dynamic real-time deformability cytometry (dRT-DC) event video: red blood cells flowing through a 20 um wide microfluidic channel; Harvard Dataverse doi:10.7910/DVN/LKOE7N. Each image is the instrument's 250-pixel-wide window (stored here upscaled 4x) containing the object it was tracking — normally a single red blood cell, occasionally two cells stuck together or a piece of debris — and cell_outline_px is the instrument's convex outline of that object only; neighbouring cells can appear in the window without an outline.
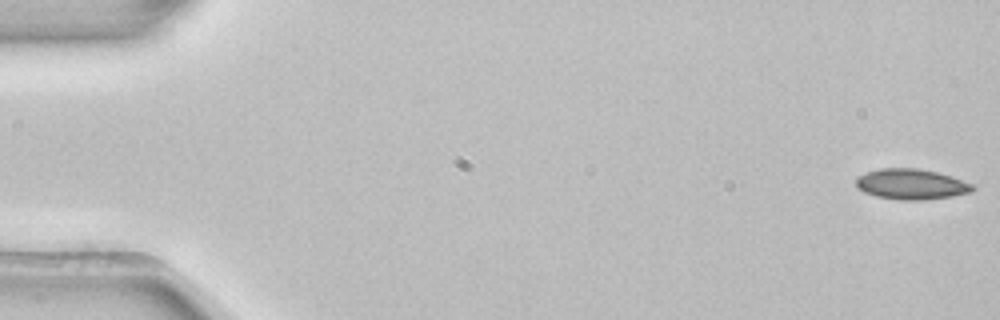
{"species": "common noctule bat (a hibernating species)", "species_latin": "Nyctalus noctula", "temperature_condition": "room temperature", "stored_images_in_passage": 5, "camera_frame_rate_fps": 3000, "um_per_image_px": 0.085, "animal": {"sex": "female", "body_mass_g": 22.7, "forearm_length_mm": 54.2}, "frame": {"image": 1, "passage_image": 1, "time_ms": 0.0, "image_size_px": [1000, 320], "cell_outline_px": [[976, 188], [972, 192], [952, 196], [924, 200], [900, 200], [876, 196], [864, 192], [856, 184], [856, 176], [864, 172], [880, 168], [916, 168], [936, 172], [972, 184]], "centroid_in_image_um": [77.42, 15.66], "position_along_channel_um": 7.6, "area_um2": 20.63}}
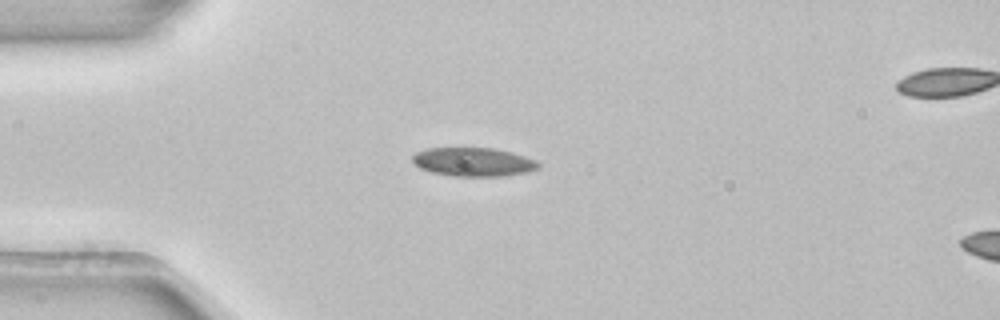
{"frame": {"image": 2, "passage_image": 4, "time_ms": 1.0, "image_size_px": [1000, 320], "cell_outline_px": [[540, 168], [528, 172], [500, 176], [452, 176], [432, 172], [420, 168], [412, 160], [412, 156], [416, 152], [428, 148], [496, 148], [512, 152], [536, 160], [540, 164]], "centroid_in_image_um": [40.26, 13.76], "position_along_channel_um": 44.7, "area_um2": 21.1}}